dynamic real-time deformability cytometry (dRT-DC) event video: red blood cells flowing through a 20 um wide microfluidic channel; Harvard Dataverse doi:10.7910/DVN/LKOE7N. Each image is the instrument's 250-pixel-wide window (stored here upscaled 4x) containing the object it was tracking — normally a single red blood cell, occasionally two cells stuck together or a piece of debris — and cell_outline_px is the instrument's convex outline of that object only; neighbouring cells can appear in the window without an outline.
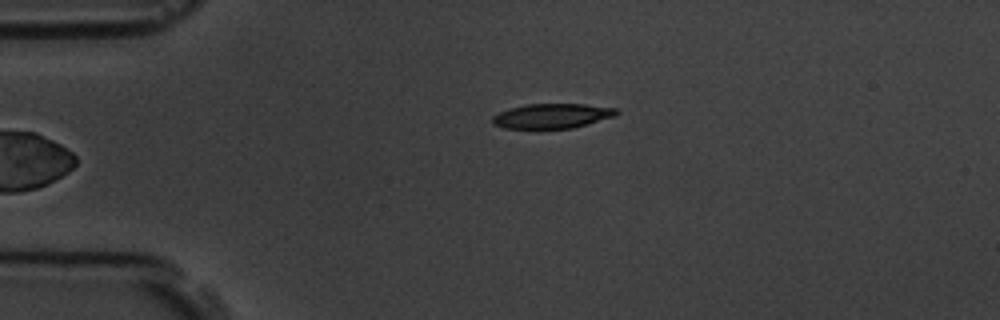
{"species": "common noctule bat (a hibernating species)", "species_latin": "Nyctalus noctula", "temperature_condition": "room temperature", "stored_images_in_passage": 5, "camera_frame_rate_fps": 3000, "um_per_image_px": 0.085, "animal": {"sex": "male", "body_mass_g": 19.5, "forearm_length_mm": 54.6}, "frame": {"image": 1, "passage_image": 5, "time_ms": 5.667, "image_size_px": [1000, 320], "cell_outline_px": [[620, 112], [616, 116], [572, 128], [504, 128], [492, 124], [492, 116], [508, 108], [528, 104], [584, 104], [616, 108]], "centroid_in_image_um": [46.93, 9.85], "position_along_channel_um": 38.1, "area_um2": 17.86}}